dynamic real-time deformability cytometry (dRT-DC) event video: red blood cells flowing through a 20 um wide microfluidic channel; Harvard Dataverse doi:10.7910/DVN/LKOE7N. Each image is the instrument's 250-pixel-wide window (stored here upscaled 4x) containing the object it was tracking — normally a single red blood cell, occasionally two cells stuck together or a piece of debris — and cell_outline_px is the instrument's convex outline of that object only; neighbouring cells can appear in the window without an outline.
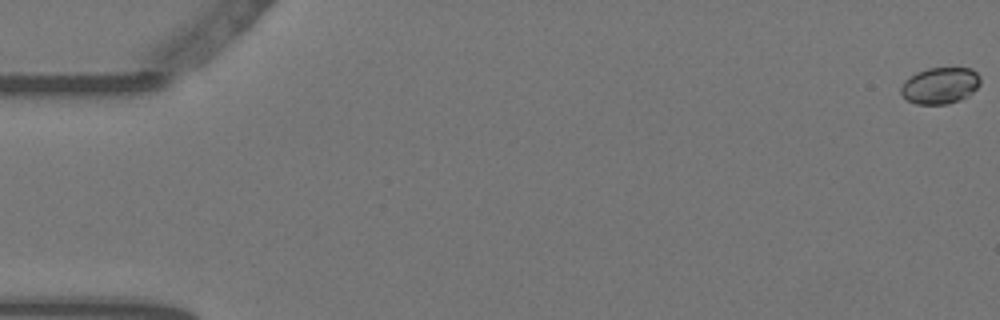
{"species": "Egyptian fruit bat (a non-hibernating species)", "species_latin": "Rousettus aegyptiacus", "temperature_condition": "warm", "stored_images_in_passage": 59, "camera_frame_rate_fps": 3000, "um_per_image_px": 0.085, "animal": {"sex": "female"}, "frame": {"image": 1, "passage_image": 1, "time_ms": 0.0, "image_size_px": [1000, 320], "cell_outline_px": [[980, 84], [968, 96], [960, 100], [948, 104], [916, 104], [908, 100], [900, 92], [900, 88], [904, 80], [916, 72], [928, 68], [972, 68], [980, 76]], "centroid_in_image_um": [79.9, 7.27], "position_along_channel_um": 5.1, "area_um2": 16.94}}
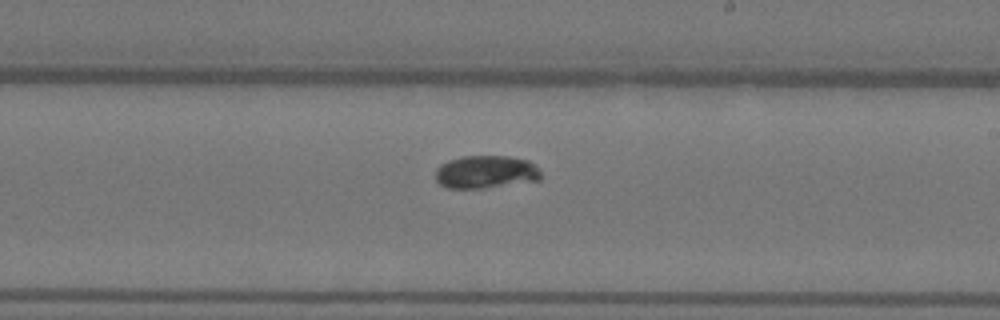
{"frame": {"image": 2, "passage_image": 35, "time_ms": 11.333, "image_size_px": [1000, 320], "cell_outline_px": [[540, 180], [484, 188], [448, 188], [440, 184], [436, 180], [436, 168], [440, 164], [448, 160], [460, 156], [508, 156], [528, 160], [540, 168]], "centroid_in_image_um": [41.29, 14.61], "position_along_channel_um": 247.7, "area_um2": 20.35}}
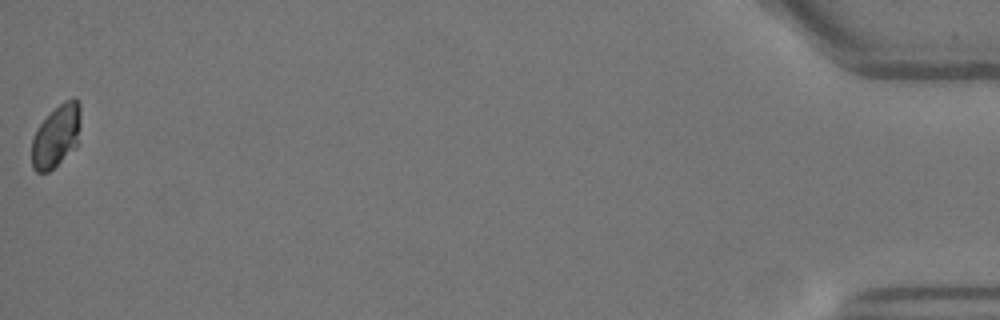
{"frame": {"image": 3, "passage_image": 59, "time_ms": 19.333, "image_size_px": [1000, 320], "cell_outline_px": [[80, 128], [76, 148], [48, 172], [36, 172], [32, 168], [32, 140], [40, 124], [64, 100], [72, 96], [76, 96], [80, 104]], "centroid_in_image_um": [4.81, 11.55], "position_along_channel_um": 430.4, "area_um2": 17.8}}